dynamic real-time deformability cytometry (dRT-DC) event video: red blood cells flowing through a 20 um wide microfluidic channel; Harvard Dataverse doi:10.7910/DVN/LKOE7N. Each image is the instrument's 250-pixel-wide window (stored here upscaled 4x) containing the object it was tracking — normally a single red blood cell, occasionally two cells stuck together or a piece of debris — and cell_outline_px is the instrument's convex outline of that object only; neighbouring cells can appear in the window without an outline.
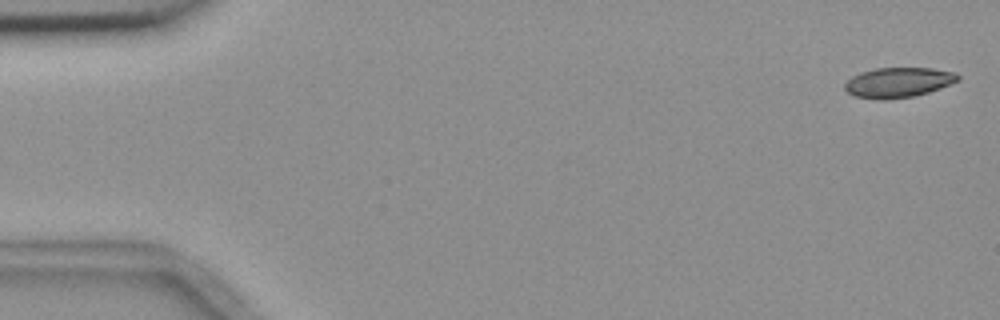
{"species": "common noctule bat (a hibernating species)", "species_latin": "Nyctalus noctula", "temperature_condition": "room temperature", "stored_images_in_passage": 5, "camera_frame_rate_fps": 3000, "um_per_image_px": 0.085, "animal": {"sex": "female", "body_mass_g": 18.4}, "frame": {"image": 1, "passage_image": 1, "time_ms": 0.0, "image_size_px": [1000, 320], "cell_outline_px": [[960, 80], [940, 88], [928, 92], [912, 96], [884, 100], [880, 100], [852, 96], [844, 88], [844, 84], [852, 76], [860, 72], [876, 68], [932, 68], [956, 72], [960, 76]], "centroid_in_image_um": [76.35, 7.0], "position_along_channel_um": 8.7, "area_um2": 19.88}}